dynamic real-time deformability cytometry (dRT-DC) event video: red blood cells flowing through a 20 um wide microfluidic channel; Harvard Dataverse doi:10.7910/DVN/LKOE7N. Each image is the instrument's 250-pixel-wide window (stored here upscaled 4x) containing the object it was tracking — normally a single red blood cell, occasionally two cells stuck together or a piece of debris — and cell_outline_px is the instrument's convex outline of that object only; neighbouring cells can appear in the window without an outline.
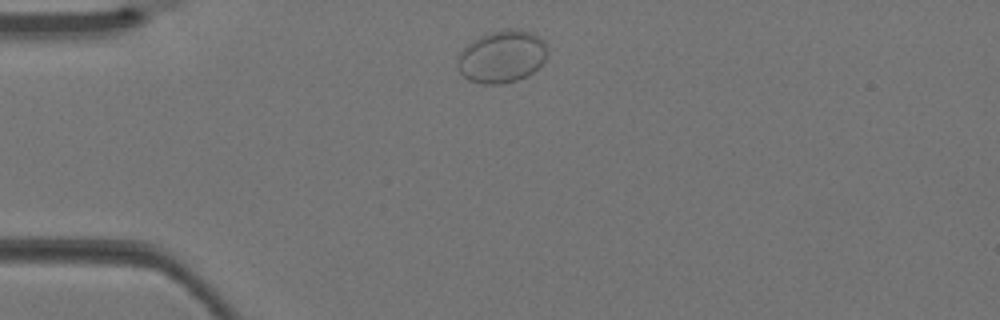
{"species": "Egyptian fruit bat (a non-hibernating species)", "species_latin": "Rousettus aegyptiacus", "temperature_condition": "warm", "stored_images_in_passage": 2, "camera_frame_rate_fps": 3000, "um_per_image_px": 0.085, "animal": {"sex": "female"}, "frame": {"image": 1, "passage_image": 1, "time_ms": 0.0, "image_size_px": [1000, 320], "cell_outline_px": [[548, 52], [544, 60], [532, 72], [516, 80], [500, 84], [484, 84], [472, 80], [464, 76], [456, 68], [456, 60], [460, 52], [472, 40], [480, 36], [492, 32], [508, 28], [516, 28], [540, 36]], "centroid_in_image_um": [42.63, 4.8], "position_along_channel_um": 42.4, "area_um2": 27.17}}